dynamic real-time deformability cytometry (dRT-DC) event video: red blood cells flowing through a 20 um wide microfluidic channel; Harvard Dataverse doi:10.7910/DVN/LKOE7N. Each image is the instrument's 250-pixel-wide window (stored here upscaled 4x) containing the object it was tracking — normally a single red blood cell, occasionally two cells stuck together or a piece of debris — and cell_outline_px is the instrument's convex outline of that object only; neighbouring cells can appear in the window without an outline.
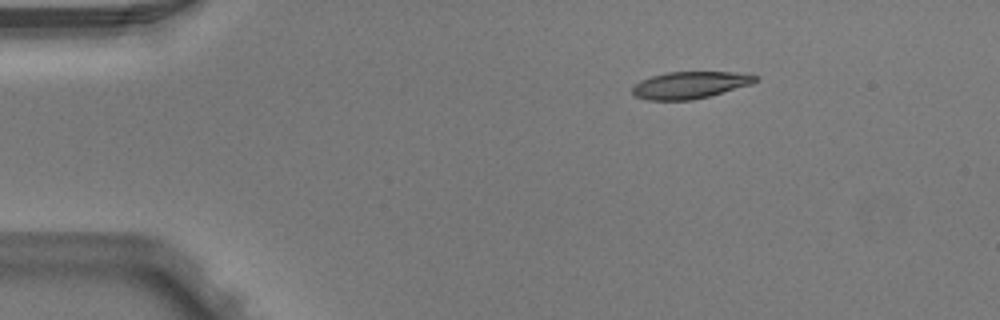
{"species": "Egyptian fruit bat (a non-hibernating species)", "species_latin": "Rousettus aegyptiacus", "temperature_condition": "warm", "stored_images_in_passage": 2, "camera_frame_rate_fps": 3000, "um_per_image_px": 0.085, "animal": {"sex": "male"}, "frame": {"image": 1, "passage_image": 1, "time_ms": 0.0, "image_size_px": [1000, 320], "cell_outline_px": [[760, 80], [752, 84], [708, 96], [692, 100], [648, 100], [636, 96], [632, 92], [632, 88], [640, 80], [652, 76], [668, 72], [732, 72], [760, 76]], "centroid_in_image_um": [58.67, 7.22], "position_along_channel_um": 26.3, "area_um2": 19.25}}